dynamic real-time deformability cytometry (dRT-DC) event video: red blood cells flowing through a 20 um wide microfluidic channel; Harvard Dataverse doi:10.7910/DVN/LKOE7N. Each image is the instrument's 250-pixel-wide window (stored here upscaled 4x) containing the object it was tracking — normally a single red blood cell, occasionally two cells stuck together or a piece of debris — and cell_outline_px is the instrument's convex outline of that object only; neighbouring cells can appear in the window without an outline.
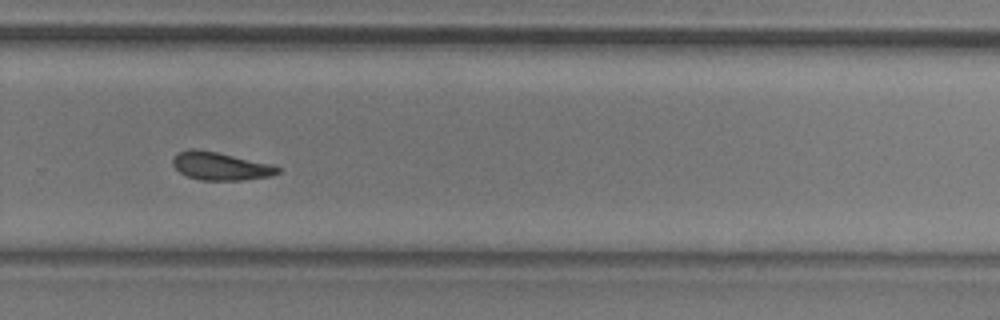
{"species": "common noctule bat (a hibernating species)", "species_latin": "Nyctalus noctula", "temperature_condition": "room temperature", "stored_images_in_passage": 10, "camera_frame_rate_fps": 3000, "um_per_image_px": 0.085, "animal": {"sex": "male", "body_mass_g": 20.5, "forearm_length_mm": 52.5}, "frame": {"image": 1, "passage_image": 9, "time_ms": 11.0, "image_size_px": [1000, 320], "cell_outline_px": [[280, 172], [272, 176], [240, 180], [200, 180], [188, 176], [180, 172], [172, 164], [172, 160], [176, 152], [188, 148], [196, 148], [216, 152], [268, 164], [280, 168]], "centroid_in_image_um": [18.67, 14.11], "position_along_channel_um": 311.1, "area_um2": 16.94}}